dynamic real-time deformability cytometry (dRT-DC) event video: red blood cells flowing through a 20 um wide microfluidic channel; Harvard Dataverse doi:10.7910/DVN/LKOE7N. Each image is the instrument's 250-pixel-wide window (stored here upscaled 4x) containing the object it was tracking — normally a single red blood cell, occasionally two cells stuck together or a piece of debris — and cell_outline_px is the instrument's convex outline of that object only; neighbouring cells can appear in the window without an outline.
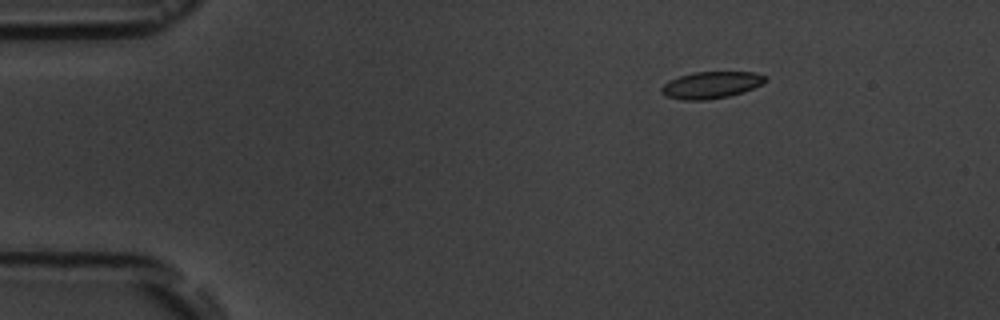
{"species": "common noctule bat (a hibernating species)", "species_latin": "Nyctalus noctula", "temperature_condition": "room temperature", "stored_images_in_passage": 15, "camera_frame_rate_fps": 3000, "um_per_image_px": 0.085, "animal": {"sex": "male", "body_mass_g": 19.5, "forearm_length_mm": 54.6}, "frame": {"image": 1, "passage_image": 3, "time_ms": 2.333, "image_size_px": [1000, 320], "cell_outline_px": [[768, 80], [764, 84], [728, 96], [704, 100], [684, 100], [664, 96], [660, 92], [660, 88], [668, 80], [692, 72], [756, 72], [764, 76]], "centroid_in_image_um": [60.41, 7.22], "position_along_channel_um": 24.6, "area_um2": 16.24}}
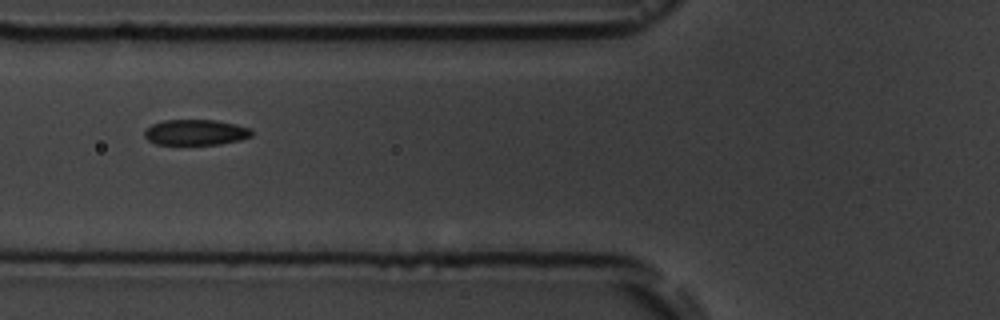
{"frame": {"image": 2, "passage_image": 6, "time_ms": 6.667, "image_size_px": [1000, 320], "cell_outline_px": [[252, 136], [240, 140], [220, 144], [156, 144], [148, 140], [144, 136], [144, 132], [152, 124], [164, 120], [216, 120], [236, 124], [252, 128]], "centroid_in_image_um": [16.66, 11.24], "position_along_channel_um": 109.1, "area_um2": 16.01}}
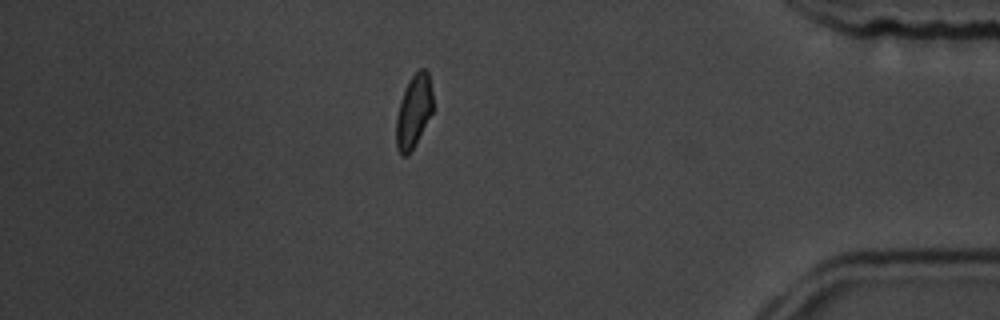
{"frame": {"image": 3, "passage_image": 14, "time_ms": 15.667, "image_size_px": [1000, 320], "cell_outline_px": [[432, 112], [408, 156], [400, 156], [396, 148], [396, 116], [400, 100], [412, 76], [420, 68], [424, 68], [428, 72], [432, 92]], "centroid_in_image_um": [35.14, 9.49], "position_along_channel_um": 400.1, "area_um2": 15.37}, "authors_computed_cell_mechanics": {"area_um2": 16.2418, "velocity_mm_per_s": 3.6537, "shape_relaxation_time_tau1_ms": 2.2704, "shape_relaxation_time_tau2_ms": 1.1304, "deformation_change_tau1": 0.096, "deformation_change_tau2": 0.0517}}